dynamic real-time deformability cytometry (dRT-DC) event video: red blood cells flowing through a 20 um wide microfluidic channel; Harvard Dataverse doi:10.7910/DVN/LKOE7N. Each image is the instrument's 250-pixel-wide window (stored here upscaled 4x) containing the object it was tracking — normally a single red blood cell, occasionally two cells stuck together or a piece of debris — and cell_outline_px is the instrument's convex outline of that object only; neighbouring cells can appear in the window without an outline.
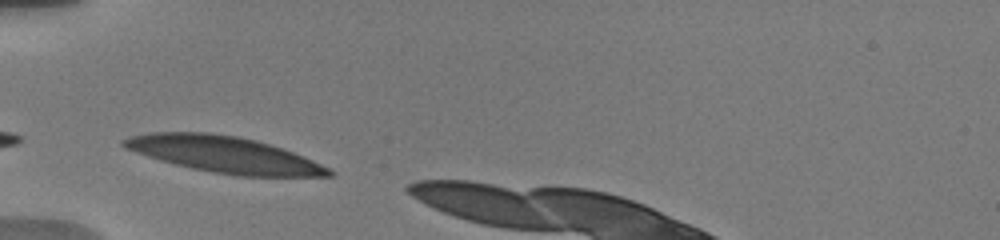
{"species": "human", "species_latin": "Homo sapiens", "temperature_condition": "warm", "stored_images_in_passage": 8, "segment_of_instrument_passage": [1, 2], "camera_frame_rate_fps": 3000, "um_per_image_px": 0.085, "donor": {"sex": "male"}, "frame": {"image": 1, "passage_image": 1, "time_ms": 0.0, "image_size_px": [1000, 240], "cell_outline_px": [[336, 172], [332, 176], [236, 176], [212, 172], [192, 168], [160, 160], [124, 148], [120, 144], [120, 140], [132, 136], [148, 132], [208, 132], [236, 136], [256, 140], [284, 148], [312, 160]], "centroid_in_image_um": [19.04, 13.13], "position_along_channel_um": 66.0, "area_um2": 43.23}}
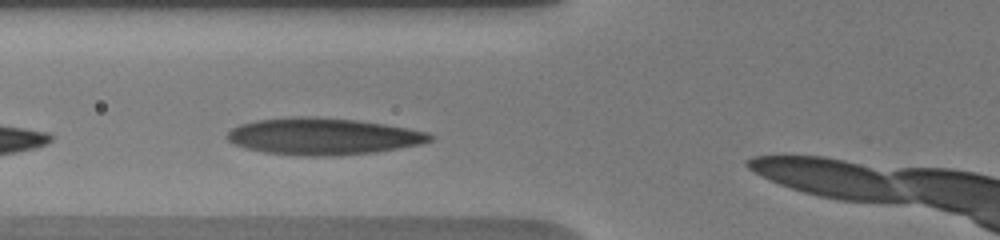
{"frame": {"image": 2, "passage_image": 4, "time_ms": 1.0, "image_size_px": [1000, 240], "cell_outline_px": [[432, 140], [420, 144], [376, 152], [332, 156], [308, 156], [264, 152], [232, 144], [228, 140], [228, 132], [232, 128], [240, 124], [256, 120], [292, 116], [308, 116], [356, 120], [384, 124], [408, 128], [428, 132], [432, 136]], "centroid_in_image_um": [27.44, 11.59], "position_along_channel_um": 98.4, "area_um2": 43.29}}
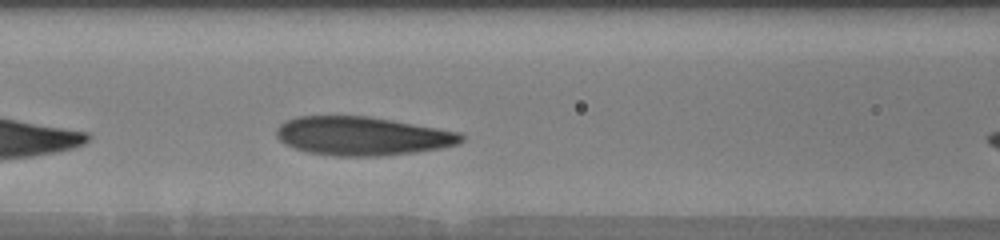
{"frame": {"image": 3, "passage_image": 7, "time_ms": 2.0, "image_size_px": [1000, 240], "cell_outline_px": [[464, 140], [456, 144], [440, 148], [416, 152], [380, 156], [336, 156], [308, 152], [284, 144], [276, 136], [276, 128], [280, 124], [296, 116], [368, 116], [392, 120], [460, 132], [464, 136]], "centroid_in_image_um": [30.78, 11.56], "position_along_channel_um": 135.8, "area_um2": 41.56}}